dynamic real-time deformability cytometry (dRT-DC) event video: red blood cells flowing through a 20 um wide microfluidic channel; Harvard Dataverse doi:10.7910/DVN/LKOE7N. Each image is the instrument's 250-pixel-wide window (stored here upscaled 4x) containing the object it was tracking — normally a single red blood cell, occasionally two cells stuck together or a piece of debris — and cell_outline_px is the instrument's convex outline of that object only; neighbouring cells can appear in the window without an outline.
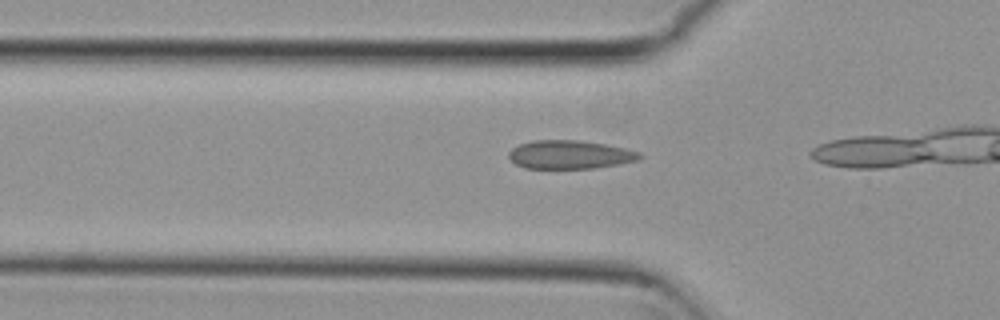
{"species": "common noctule bat (a hibernating species)", "species_latin": "Nyctalus noctula", "temperature_condition": "cold", "stored_images_in_passage": 13, "camera_frame_rate_fps": 3000, "um_per_image_px": 0.085, "animal": {"sex": "female", "body_mass_g": 29.2, "forearm_length_mm": 56.3}, "frame": {"image": 1, "passage_image": 11, "time_ms": 3.333, "image_size_px": [1000, 320], "cell_outline_px": [[644, 156], [640, 160], [620, 164], [592, 168], [524, 168], [516, 164], [508, 156], [508, 152], [512, 148], [520, 144], [532, 140], [580, 140], [604, 144], [624, 148], [640, 152]], "centroid_in_image_um": [48.46, 13.14], "position_along_channel_um": 77.3, "area_um2": 21.79}}